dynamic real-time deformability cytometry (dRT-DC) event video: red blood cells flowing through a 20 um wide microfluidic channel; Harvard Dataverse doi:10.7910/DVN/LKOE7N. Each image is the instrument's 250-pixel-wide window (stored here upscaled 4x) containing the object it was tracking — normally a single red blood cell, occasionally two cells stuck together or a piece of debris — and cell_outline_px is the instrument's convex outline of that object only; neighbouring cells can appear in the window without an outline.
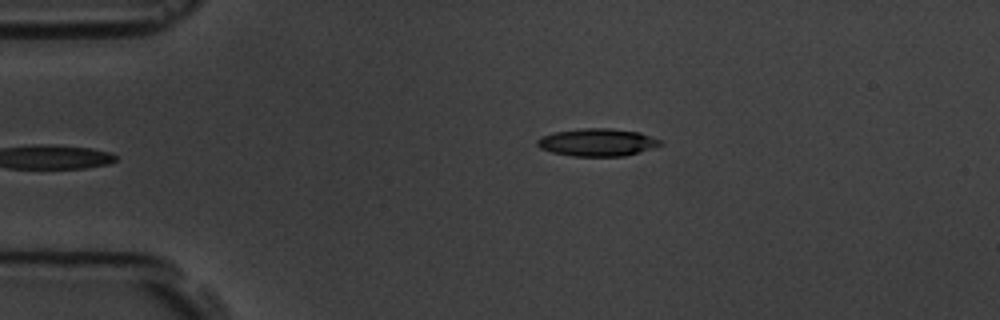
{"species": "common noctule bat (a hibernating species)", "species_latin": "Nyctalus noctula", "temperature_condition": "room temperature", "stored_images_in_passage": 5, "camera_frame_rate_fps": 3000, "um_per_image_px": 0.085, "animal": {"sex": "male", "body_mass_g": 19.5, "forearm_length_mm": 54.6}, "frame": {"image": 1, "passage_image": 5, "time_ms": 4.667, "image_size_px": [1000, 320], "cell_outline_px": [[664, 144], [624, 156], [572, 156], [552, 152], [540, 148], [536, 144], [536, 140], [540, 136], [556, 132], [580, 128], [612, 128], [640, 132], [660, 140]], "centroid_in_image_um": [50.74, 12.09], "position_along_channel_um": 34.3, "area_um2": 19.77}}